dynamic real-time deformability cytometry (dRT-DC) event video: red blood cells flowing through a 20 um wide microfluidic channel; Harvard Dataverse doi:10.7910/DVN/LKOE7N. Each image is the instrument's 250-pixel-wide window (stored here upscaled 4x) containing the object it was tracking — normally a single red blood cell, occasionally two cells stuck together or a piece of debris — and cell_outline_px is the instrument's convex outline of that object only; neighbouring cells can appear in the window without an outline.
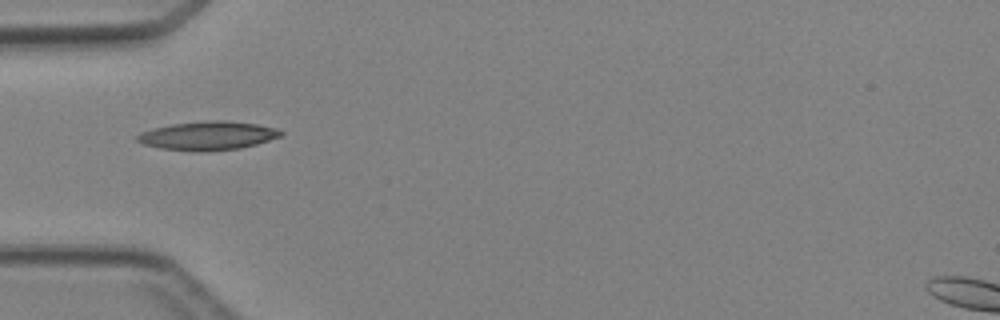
{"species": "Egyptian fruit bat (a non-hibernating species)", "species_latin": "Rousettus aegyptiacus", "temperature_condition": "cold", "stored_images_in_passage": 1, "camera_frame_rate_fps": 3000, "um_per_image_px": 0.085, "animal": {"sex": "female"}, "frame": {"image": 1, "passage_image": 1, "time_ms": 0.0, "image_size_px": [1000, 320], "cell_outline_px": [[284, 132], [280, 136], [256, 144], [240, 148], [204, 152], [196, 152], [160, 148], [144, 144], [136, 140], [136, 136], [140, 132], [152, 128], [172, 124], [208, 120], [224, 120], [256, 124], [276, 128]], "centroid_in_image_um": [17.63, 11.53], "position_along_channel_um": 67.4, "area_um2": 24.04}}